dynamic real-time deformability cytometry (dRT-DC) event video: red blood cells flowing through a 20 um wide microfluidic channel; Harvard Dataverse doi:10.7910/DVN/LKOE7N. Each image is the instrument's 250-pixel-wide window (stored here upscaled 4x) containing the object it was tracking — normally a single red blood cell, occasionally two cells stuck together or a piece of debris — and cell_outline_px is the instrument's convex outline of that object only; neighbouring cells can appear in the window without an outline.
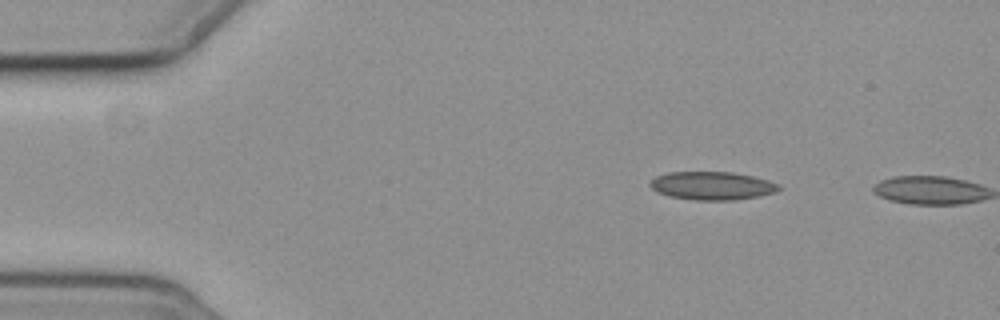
{"species": "common noctule bat (a hibernating species)", "species_latin": "Nyctalus noctula", "temperature_condition": "cold", "stored_images_in_passage": 2, "camera_frame_rate_fps": 3000, "um_per_image_px": 0.085, "animal": {"sex": "female", "body_mass_g": 19.3, "forearm_length_mm": 54.1}, "frame": {"image": 1, "passage_image": 1, "time_ms": 0.0, "image_size_px": [1000, 320], "cell_outline_px": [[784, 188], [776, 192], [760, 196], [732, 200], [692, 200], [668, 196], [652, 188], [648, 184], [656, 176], [668, 172], [732, 172], [752, 176], [768, 180], [780, 184]], "centroid_in_image_um": [60.57, 15.79], "position_along_channel_um": 24.4, "area_um2": 21.27}}